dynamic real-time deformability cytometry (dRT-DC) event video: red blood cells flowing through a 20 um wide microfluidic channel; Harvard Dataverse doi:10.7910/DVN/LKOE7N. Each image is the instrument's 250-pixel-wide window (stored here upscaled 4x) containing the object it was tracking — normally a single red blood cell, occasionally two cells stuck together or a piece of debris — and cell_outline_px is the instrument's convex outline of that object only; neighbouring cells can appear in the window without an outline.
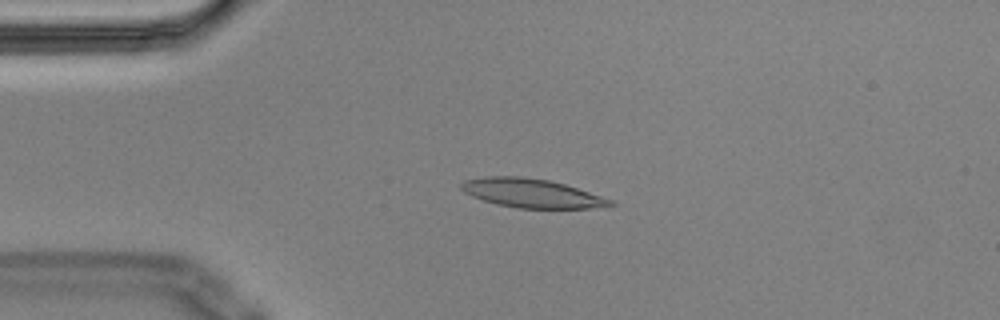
{"species": "Egyptian fruit bat (a non-hibernating species)", "species_latin": "Rousettus aegyptiacus", "temperature_condition": "cold", "stored_images_in_passage": 5, "camera_frame_rate_fps": 3000, "um_per_image_px": 0.085, "animal": {"sex": "male"}, "frame": {"image": 1, "passage_image": 4, "time_ms": 1.0, "image_size_px": [1000, 320], "cell_outline_px": [[616, 204], [588, 208], [516, 208], [496, 204], [472, 196], [464, 192], [460, 188], [460, 184], [464, 180], [488, 176], [524, 176], [548, 180], [564, 184], [612, 200]], "centroid_in_image_um": [45.12, 16.41], "position_along_channel_um": 39.9, "area_um2": 24.8}}